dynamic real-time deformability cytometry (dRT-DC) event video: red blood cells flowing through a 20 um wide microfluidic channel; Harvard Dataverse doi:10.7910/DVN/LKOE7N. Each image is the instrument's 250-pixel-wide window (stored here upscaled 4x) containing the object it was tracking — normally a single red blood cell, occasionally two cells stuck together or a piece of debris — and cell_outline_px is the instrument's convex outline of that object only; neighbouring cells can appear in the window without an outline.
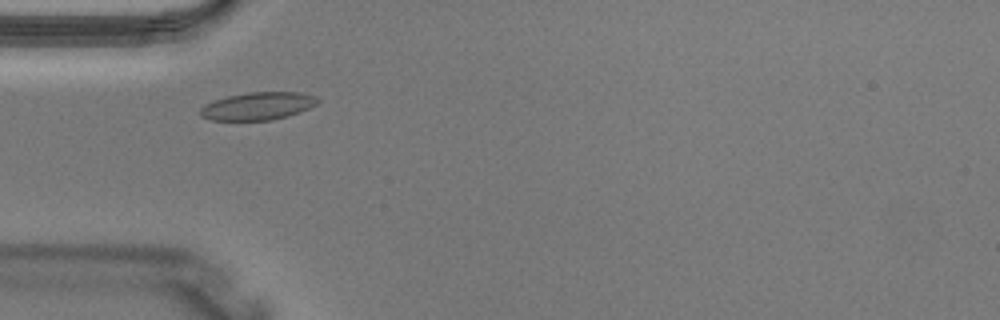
{"species": "Egyptian fruit bat (a non-hibernating species)", "species_latin": "Rousettus aegyptiacus", "temperature_condition": "warm", "stored_images_in_passage": 2, "camera_frame_rate_fps": 3000, "um_per_image_px": 0.085, "animal": {"sex": "male"}, "frame": {"image": 1, "passage_image": 2, "time_ms": 0.333, "image_size_px": [1000, 320], "cell_outline_px": [[320, 100], [316, 104], [300, 112], [288, 116], [272, 120], [212, 120], [200, 116], [200, 108], [204, 104], [228, 96], [248, 92], [300, 92], [316, 96]], "centroid_in_image_um": [21.93, 9.01], "position_along_channel_um": 63.1, "area_um2": 18.96}}